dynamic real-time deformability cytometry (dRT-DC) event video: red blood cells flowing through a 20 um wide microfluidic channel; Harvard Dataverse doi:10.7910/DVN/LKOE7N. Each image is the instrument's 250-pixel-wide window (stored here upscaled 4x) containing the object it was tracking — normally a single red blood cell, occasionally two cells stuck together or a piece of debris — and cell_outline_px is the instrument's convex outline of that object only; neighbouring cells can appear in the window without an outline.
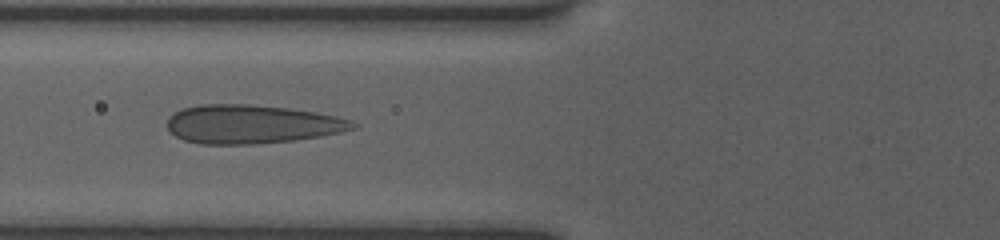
{"species": "human", "species_latin": "Homo sapiens", "temperature_condition": "room temperature", "stored_images_in_passage": 51, "camera_frame_rate_fps": 3000, "um_per_image_px": 0.085, "donor": {"sex": "female"}, "frame": {"image": 1, "passage_image": 20, "time_ms": 6.333, "image_size_px": [1000, 240], "cell_outline_px": [[356, 128], [340, 132], [296, 140], [252, 144], [200, 144], [184, 140], [176, 136], [168, 128], [168, 116], [180, 108], [200, 104], [248, 104], [288, 108], [316, 112], [348, 120], [356, 124]], "centroid_in_image_um": [21.33, 10.55], "position_along_channel_um": 104.5, "area_um2": 41.67}}
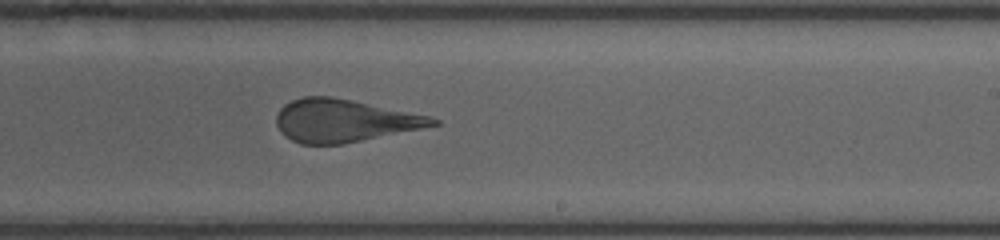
{"frame": {"image": 2, "passage_image": 32, "time_ms": 10.333, "image_size_px": [1000, 240], "cell_outline_px": [[440, 124], [340, 144], [300, 144], [284, 136], [280, 132], [276, 124], [276, 116], [280, 108], [284, 104], [292, 100], [304, 96], [332, 96], [428, 116], [440, 120]], "centroid_in_image_um": [29.15, 10.25], "position_along_channel_um": 259.8, "area_um2": 38.32}}
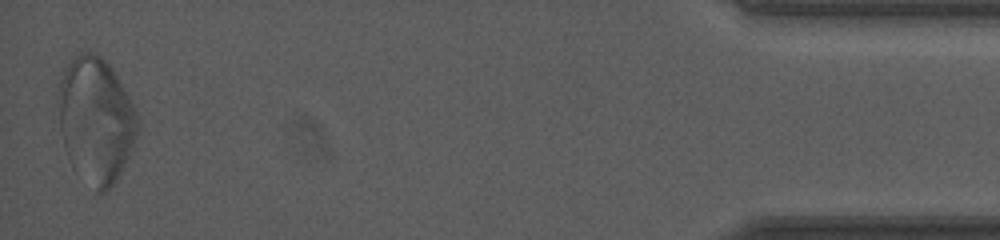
{"frame": {"image": 3, "passage_image": 51, "time_ms": 16.667, "image_size_px": [1000, 240], "cell_outline_px": [[140, 132], [116, 180], [104, 192], [96, 192], [60, 128], [60, 80], [64, 68], [76, 52], [96, 52], [112, 68], [128, 96], [136, 112], [140, 124]], "centroid_in_image_um": [8.24, 10.04], "position_along_channel_um": 427.0, "area_um2": 55.2}, "authors_computed_cell_mechanics": {"area_um2": 43.2344, "velocity_mm_per_s": 3.8647, "shape_relaxation_time_tau1_ms": 10.8977, "shape_relaxation_time_tau2_ms": 0.7283, "deformation_change_tau1": 0.249, "deformation_change_tau2": 0.0704}}